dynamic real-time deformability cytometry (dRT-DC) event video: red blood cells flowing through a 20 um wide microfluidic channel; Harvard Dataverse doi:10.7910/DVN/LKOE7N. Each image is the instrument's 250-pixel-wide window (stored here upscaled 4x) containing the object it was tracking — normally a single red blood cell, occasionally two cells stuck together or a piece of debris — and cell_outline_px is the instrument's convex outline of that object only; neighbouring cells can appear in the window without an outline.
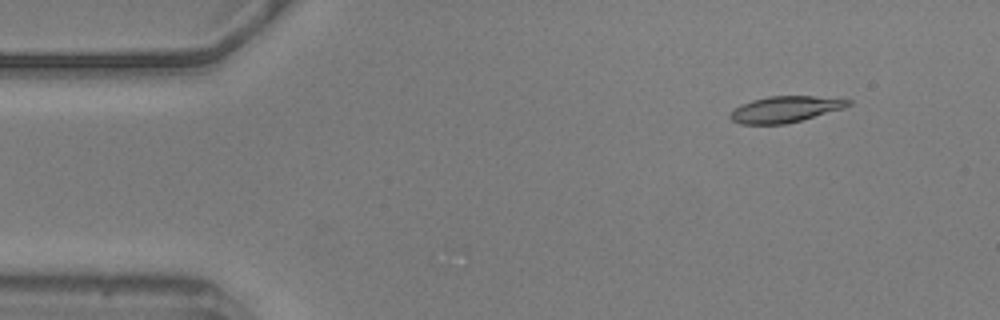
{"species": "common noctule bat (a hibernating species)", "species_latin": "Nyctalus noctula", "temperature_condition": "warm", "stored_images_in_passage": 56, "camera_frame_rate_fps": 3000, "um_per_image_px": 0.085, "animal": {"sex": "male", "body_mass_g": 20.5, "forearm_length_mm": 52.5}, "frame": {"image": 1, "passage_image": 6, "time_ms": 1.667, "image_size_px": [1000, 320], "cell_outline_px": [[852, 104], [844, 108], [800, 120], [784, 124], [740, 124], [732, 120], [728, 116], [740, 104], [752, 100], [768, 96], [812, 96], [852, 100]], "centroid_in_image_um": [66.73, 9.28], "position_along_channel_um": 18.3, "area_um2": 17.8}}
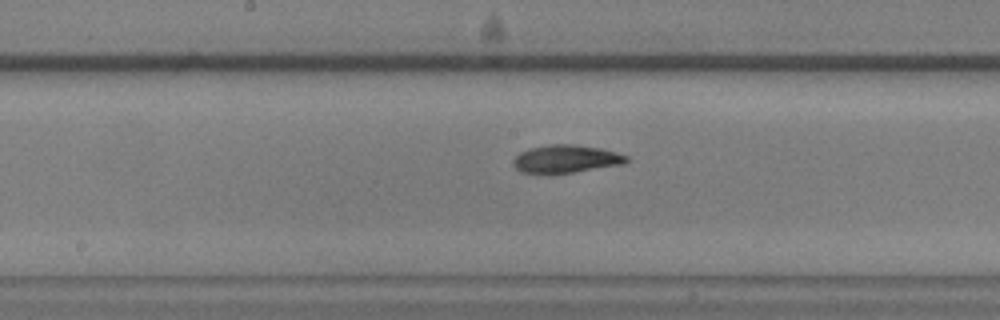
{"frame": {"image": 2, "passage_image": 28, "time_ms": 9.0, "image_size_px": [1000, 320], "cell_outline_px": [[628, 160], [624, 164], [572, 172], [520, 172], [512, 164], [512, 160], [520, 152], [528, 148], [548, 144], [576, 144], [600, 148], [616, 152], [628, 156]], "centroid_in_image_um": [48.1, 13.48], "position_along_channel_um": 200.1, "area_um2": 18.21}}
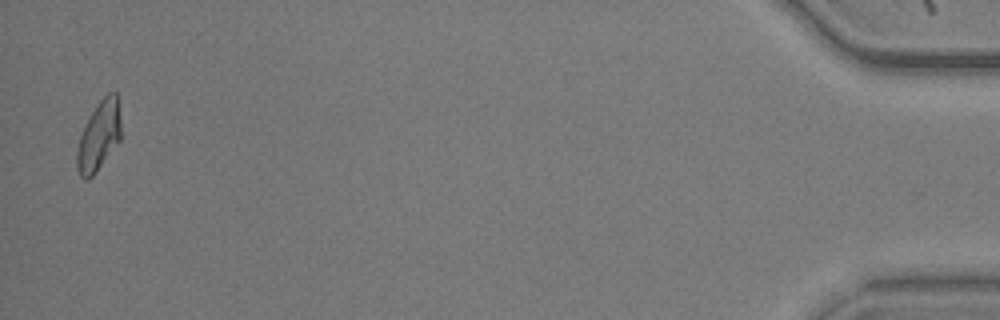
{"frame": {"image": 3, "passage_image": 55, "time_ms": 18.0, "image_size_px": [1000, 320], "cell_outline_px": [[120, 140], [96, 172], [88, 180], [84, 180], [80, 176], [76, 168], [76, 152], [80, 136], [96, 104], [108, 92], [116, 92], [120, 116]], "centroid_in_image_um": [8.39, 11.59], "position_along_channel_um": 426.8, "area_um2": 17.69}, "authors_computed_cell_mechanics": {"area_um2": 18.0625, "velocity_mm_per_s": 3.5869, "shape_relaxation_time_tau1_ms": 6.1362, "shape_relaxation_time_tau2_ms": 7.1799, "deformation_change_tau1": 0.1946, "deformation_change_tau2": 0.126}}